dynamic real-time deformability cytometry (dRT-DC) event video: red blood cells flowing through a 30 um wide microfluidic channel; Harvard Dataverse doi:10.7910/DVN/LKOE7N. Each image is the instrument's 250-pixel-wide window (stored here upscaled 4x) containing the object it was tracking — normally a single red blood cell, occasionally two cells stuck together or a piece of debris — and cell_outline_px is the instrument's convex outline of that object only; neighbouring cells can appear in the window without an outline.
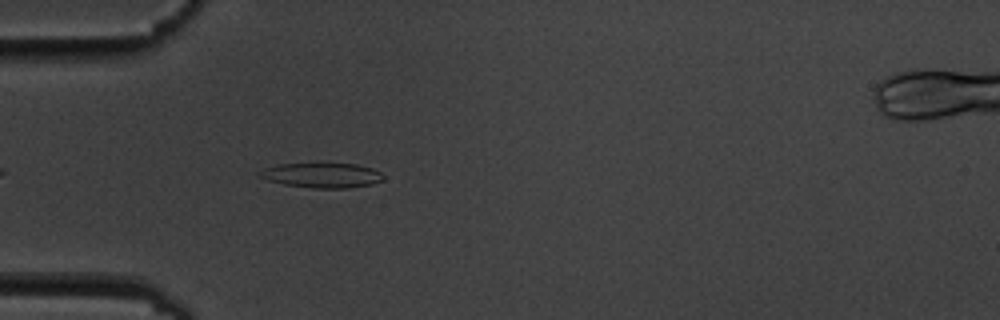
{"species": "common noctule bat (a hibernating species)", "species_latin": "Nyctalus noctula", "temperature_condition": "cold", "stored_images_in_passage": 4, "camera_frame_rate_fps": 3000, "um_per_image_px": 0.085, "animal": {"sex": "male", "body_mass_g": 19.5, "forearm_length_mm": 54.6}, "frame": {"image": 1, "passage_image": 4, "time_ms": 4.0, "image_size_px": [1000, 320], "cell_outline_px": [[384, 180], [372, 184], [348, 188], [312, 188], [284, 184], [268, 180], [260, 176], [256, 172], [264, 168], [276, 164], [316, 160], [356, 164], [372, 168], [380, 172], [384, 176]], "centroid_in_image_um": [27.34, 14.84], "position_along_channel_um": 57.7, "area_um2": 19.02}}